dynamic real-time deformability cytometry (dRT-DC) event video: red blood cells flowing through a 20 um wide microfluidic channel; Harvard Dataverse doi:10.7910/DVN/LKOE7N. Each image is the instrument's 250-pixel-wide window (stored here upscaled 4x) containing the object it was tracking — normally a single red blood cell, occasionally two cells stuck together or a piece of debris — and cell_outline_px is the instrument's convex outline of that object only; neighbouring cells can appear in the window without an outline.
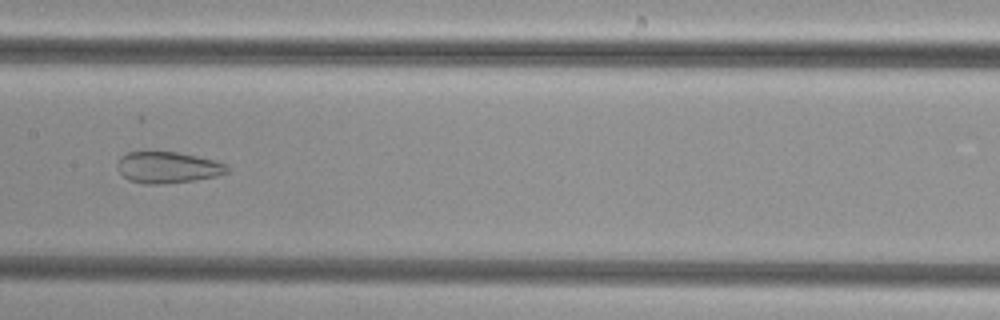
{"species": "common noctule bat (a hibernating species)", "species_latin": "Nyctalus noctula", "temperature_condition": "cold", "stored_images_in_passage": 50, "camera_frame_rate_fps": 3000, "um_per_image_px": 0.085, "animal": {"sex": "female", "body_mass_g": 29.2, "forearm_length_mm": 56.3}, "frame": {"image": 1, "passage_image": 25, "time_ms": 8.0, "image_size_px": [1000, 320], "cell_outline_px": [[228, 172], [216, 176], [196, 180], [160, 184], [144, 184], [128, 180], [120, 172], [116, 164], [120, 156], [128, 152], [176, 152], [196, 156], [212, 160], [224, 164], [228, 168]], "centroid_in_image_um": [14.21, 14.24], "position_along_channel_um": 193.2, "area_um2": 19.88}}
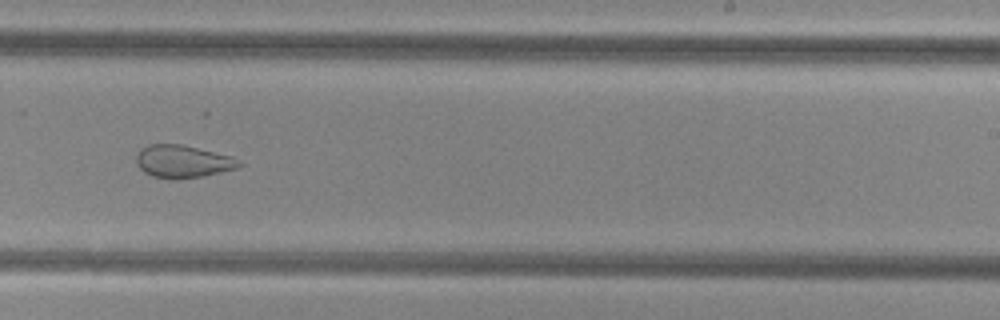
{"frame": {"image": 2, "passage_image": 31, "time_ms": 10.0, "image_size_px": [1000, 320], "cell_outline_px": [[244, 164], [240, 168], [204, 176], [176, 180], [172, 180], [152, 176], [144, 172], [136, 164], [136, 156], [140, 148], [148, 144], [180, 144], [232, 156]], "centroid_in_image_um": [15.54, 13.74], "position_along_channel_um": 273.5, "area_um2": 19.88}}
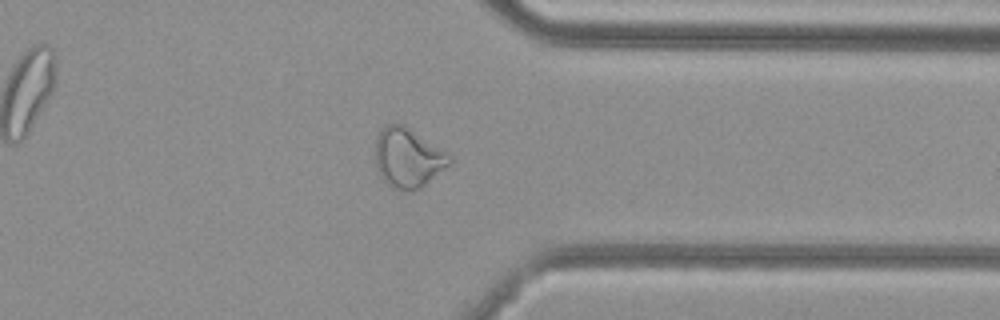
{"frame": {"image": 3, "passage_image": 39, "time_ms": 12.667, "image_size_px": [1000, 320], "cell_outline_px": [[452, 164], [420, 188], [408, 192], [392, 188], [380, 176], [376, 168], [376, 140], [380, 132], [388, 124], [404, 124], [452, 156]], "centroid_in_image_um": [34.7, 13.44], "position_along_channel_um": 376.7, "area_um2": 25.66}}